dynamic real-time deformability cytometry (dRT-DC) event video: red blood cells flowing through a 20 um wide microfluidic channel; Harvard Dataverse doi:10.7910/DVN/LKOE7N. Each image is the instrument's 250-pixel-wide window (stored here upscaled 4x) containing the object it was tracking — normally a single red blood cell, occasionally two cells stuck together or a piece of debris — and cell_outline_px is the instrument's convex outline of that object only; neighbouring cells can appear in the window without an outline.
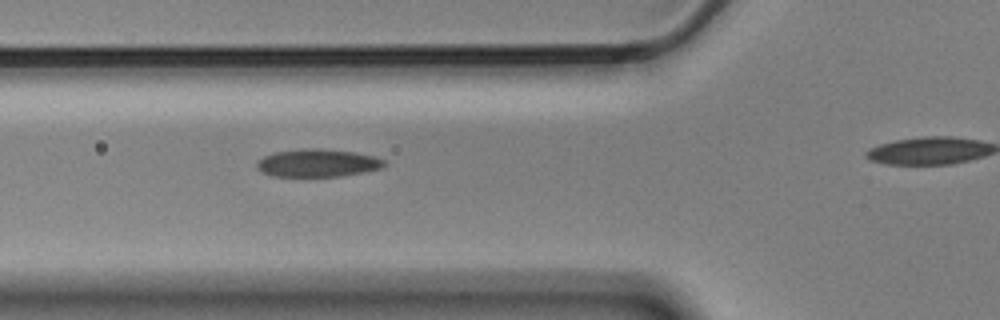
{"species": "Egyptian fruit bat (a non-hibernating species)", "species_latin": "Rousettus aegyptiacus", "temperature_condition": "cold", "stored_images_in_passage": 4, "camera_frame_rate_fps": 3000, "um_per_image_px": 0.085, "animal": {"sex": "male"}, "frame": {"image": 1, "passage_image": 2, "time_ms": 0.333, "image_size_px": [1000, 320], "cell_outline_px": [[388, 164], [380, 168], [364, 172], [340, 176], [272, 176], [256, 168], [256, 160], [272, 152], [300, 148], [320, 148], [356, 152], [372, 156], [384, 160]], "centroid_in_image_um": [26.96, 13.84], "position_along_channel_um": 98.8, "area_um2": 20.81}}